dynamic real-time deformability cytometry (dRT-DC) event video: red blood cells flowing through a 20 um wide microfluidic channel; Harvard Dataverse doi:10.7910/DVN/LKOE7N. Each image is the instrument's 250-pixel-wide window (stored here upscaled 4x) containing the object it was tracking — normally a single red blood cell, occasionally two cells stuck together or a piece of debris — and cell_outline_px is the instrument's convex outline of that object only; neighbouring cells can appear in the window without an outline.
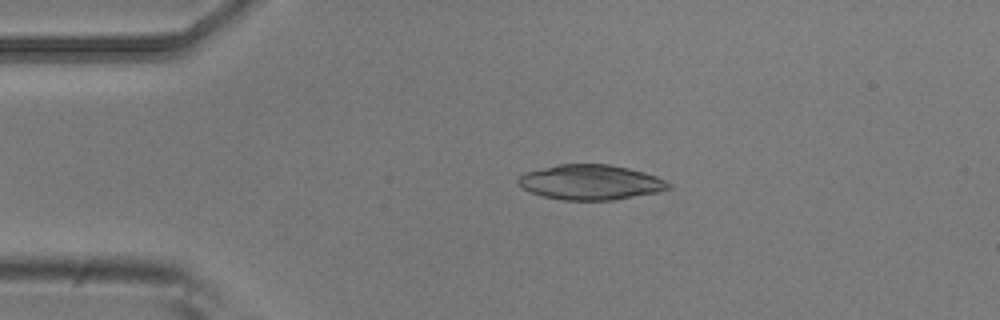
{"species": "common noctule bat (a hibernating species)", "species_latin": "Nyctalus noctula", "temperature_condition": "room temperature", "stored_images_in_passage": 5, "camera_frame_rate_fps": 3000, "um_per_image_px": 0.085, "animal": {"sex": "male", "body_mass_g": 20.5, "forearm_length_mm": 52.5}, "frame": {"image": 1, "passage_image": 4, "time_ms": 1.0, "image_size_px": [1000, 320], "cell_outline_px": [[672, 188], [656, 192], [612, 200], [564, 200], [544, 196], [528, 192], [516, 180], [524, 172], [560, 164], [608, 164], [628, 168], [644, 172], [656, 176], [672, 184]], "centroid_in_image_um": [50.2, 15.49], "position_along_channel_um": 34.8, "area_um2": 30.52}}